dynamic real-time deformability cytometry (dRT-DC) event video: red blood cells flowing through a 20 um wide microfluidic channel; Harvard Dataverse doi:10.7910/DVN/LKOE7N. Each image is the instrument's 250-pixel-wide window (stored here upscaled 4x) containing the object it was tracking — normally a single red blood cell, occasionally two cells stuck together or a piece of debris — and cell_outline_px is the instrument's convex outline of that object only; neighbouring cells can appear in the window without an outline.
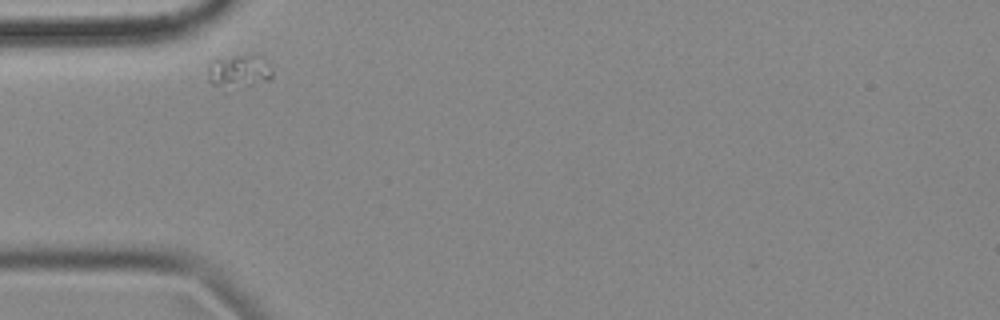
{"species": "common noctule bat (a hibernating species)", "species_latin": "Nyctalus noctula", "temperature_condition": "cold", "stored_images_in_passage": 3, "camera_frame_rate_fps": 3000, "um_per_image_px": 0.085, "animal": {"sex": "female", "body_mass_g": 18.4}, "frame": {"image": 1, "passage_image": 1, "time_ms": 0.0, "image_size_px": [1000, 320], "cell_outline_px": [[272, 76], [268, 80], [252, 84], [212, 84], [208, 80], [208, 64], [212, 60], [252, 52], [256, 52], [268, 60], [272, 68]], "centroid_in_image_um": [20.39, 5.92], "position_along_channel_um": 64.6, "area_um2": 12.2}}